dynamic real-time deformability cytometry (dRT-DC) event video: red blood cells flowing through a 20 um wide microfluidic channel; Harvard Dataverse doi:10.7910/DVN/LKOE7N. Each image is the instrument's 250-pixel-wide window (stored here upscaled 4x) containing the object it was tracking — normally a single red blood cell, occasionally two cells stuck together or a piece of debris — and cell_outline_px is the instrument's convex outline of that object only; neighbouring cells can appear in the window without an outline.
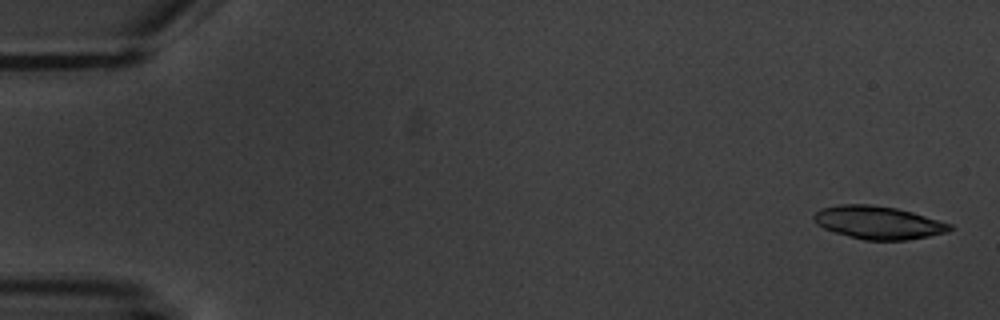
{"species": "common noctule bat (a hibernating species)", "species_latin": "Nyctalus noctula", "temperature_condition": "warm", "stored_images_in_passage": 2, "camera_frame_rate_fps": 3000, "um_per_image_px": 0.085, "animal": {"sex": "male", "body_mass_g": 20.1, "forearm_length_mm": 53.5}, "frame": {"image": 1, "passage_image": 1, "time_ms": 0.0, "image_size_px": [1000, 320], "cell_outline_px": [[956, 228], [948, 232], [908, 240], [864, 240], [836, 232], [824, 228], [816, 224], [812, 216], [816, 212], [824, 208], [840, 204], [872, 204], [896, 208], [912, 212], [952, 224]], "centroid_in_image_um": [74.69, 18.92], "position_along_channel_um": 10.3, "area_um2": 26.07}}